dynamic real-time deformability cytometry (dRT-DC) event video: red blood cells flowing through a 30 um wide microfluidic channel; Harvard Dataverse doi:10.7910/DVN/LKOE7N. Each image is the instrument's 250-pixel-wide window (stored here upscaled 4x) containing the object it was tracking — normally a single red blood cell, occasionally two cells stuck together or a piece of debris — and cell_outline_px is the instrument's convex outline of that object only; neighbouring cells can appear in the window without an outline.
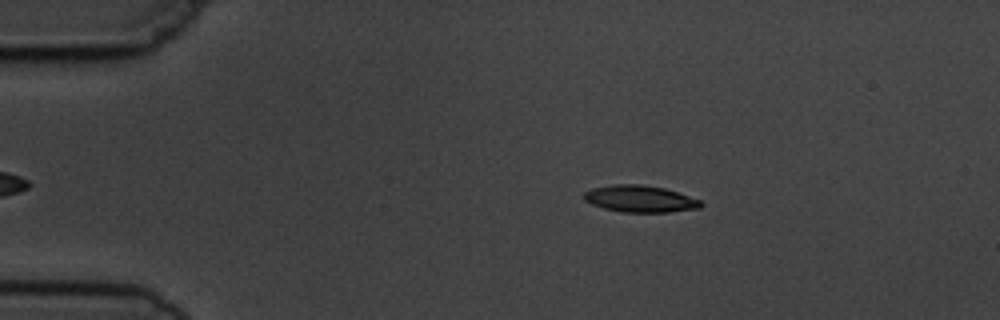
{"species": "common noctule bat (a hibernating species)", "species_latin": "Nyctalus noctula", "temperature_condition": "cold", "stored_images_in_passage": 2, "camera_frame_rate_fps": 3000, "um_per_image_px": 0.085, "animal": {"sex": "male", "body_mass_g": 19.5, "forearm_length_mm": 54.6}, "frame": {"image": 1, "passage_image": 1, "time_ms": 0.0, "image_size_px": [1000, 320], "cell_outline_px": [[704, 204], [700, 208], [668, 212], [624, 212], [604, 208], [592, 204], [584, 200], [584, 192], [592, 188], [616, 184], [640, 184], [664, 188], [700, 200]], "centroid_in_image_um": [54.4, 16.9], "position_along_channel_um": 30.6, "area_um2": 18.09}}